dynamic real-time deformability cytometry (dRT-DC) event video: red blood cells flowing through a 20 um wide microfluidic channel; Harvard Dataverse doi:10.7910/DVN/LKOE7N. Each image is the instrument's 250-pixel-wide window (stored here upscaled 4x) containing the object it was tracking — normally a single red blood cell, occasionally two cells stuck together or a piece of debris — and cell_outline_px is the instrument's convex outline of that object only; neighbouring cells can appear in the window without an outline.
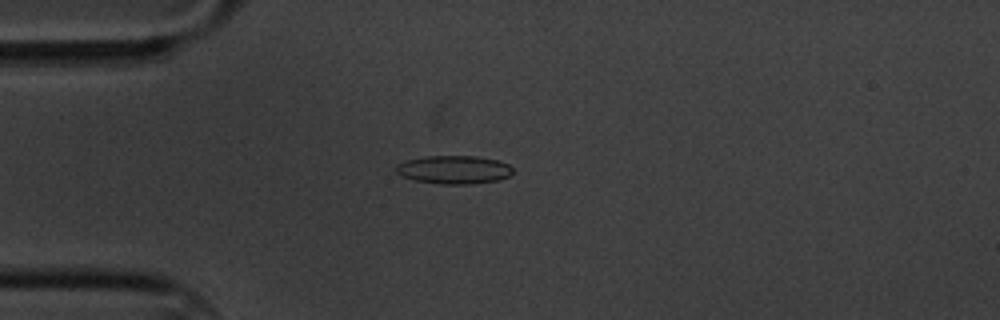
{"species": "common noctule bat (a hibernating species)", "species_latin": "Nyctalus noctula", "temperature_condition": "cold", "stored_images_in_passage": 58, "camera_frame_rate_fps": 3000, "um_per_image_px": 0.085, "animal": {"sex": "male", "body_mass_g": 20.1, "forearm_length_mm": 53.5}, "frame": {"image": 1, "passage_image": 14, "time_ms": 4.333, "image_size_px": [1000, 320], "cell_outline_px": [[512, 172], [508, 176], [496, 180], [468, 184], [440, 184], [416, 180], [404, 176], [396, 172], [396, 164], [408, 160], [428, 156], [476, 156], [496, 160], [508, 164], [512, 168]], "centroid_in_image_um": [38.58, 14.42], "position_along_channel_um": 46.4, "area_um2": 18.9}}
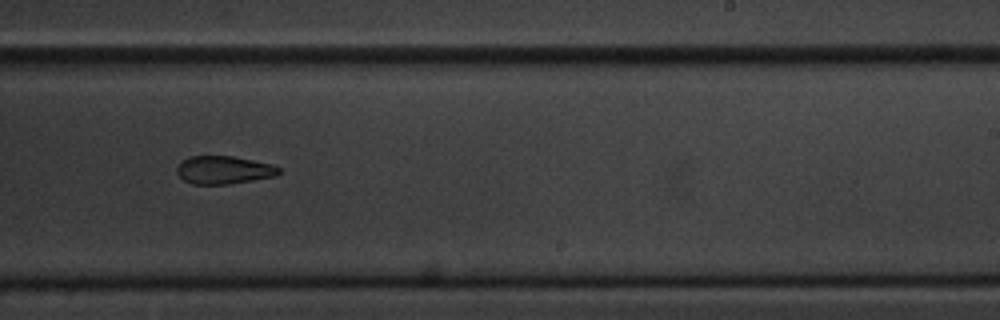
{"frame": {"image": 2, "passage_image": 35, "time_ms": 11.333, "image_size_px": [1000, 320], "cell_outline_px": [[280, 172], [276, 176], [228, 184], [192, 184], [184, 180], [176, 172], [176, 168], [180, 160], [192, 156], [232, 156], [272, 164], [280, 168]], "centroid_in_image_um": [18.99, 14.44], "position_along_channel_um": 270.0, "area_um2": 16.65}}
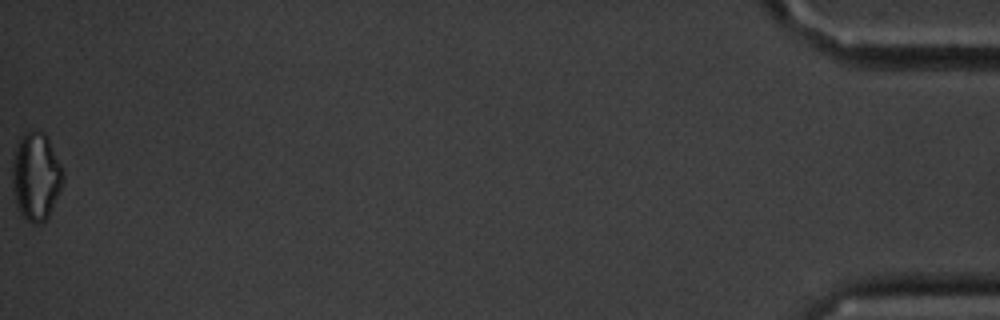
{"frame": {"image": 3, "passage_image": 58, "time_ms": 19.0, "image_size_px": [1000, 320], "cell_outline_px": [[64, 180], [60, 192], [48, 216], [40, 224], [32, 224], [20, 212], [16, 204], [12, 184], [12, 164], [16, 148], [20, 140], [32, 128], [36, 128], [44, 132], [48, 136], [60, 164], [64, 176]], "centroid_in_image_um": [3.07, 14.98], "position_along_channel_um": 432.1, "area_um2": 25.95}}